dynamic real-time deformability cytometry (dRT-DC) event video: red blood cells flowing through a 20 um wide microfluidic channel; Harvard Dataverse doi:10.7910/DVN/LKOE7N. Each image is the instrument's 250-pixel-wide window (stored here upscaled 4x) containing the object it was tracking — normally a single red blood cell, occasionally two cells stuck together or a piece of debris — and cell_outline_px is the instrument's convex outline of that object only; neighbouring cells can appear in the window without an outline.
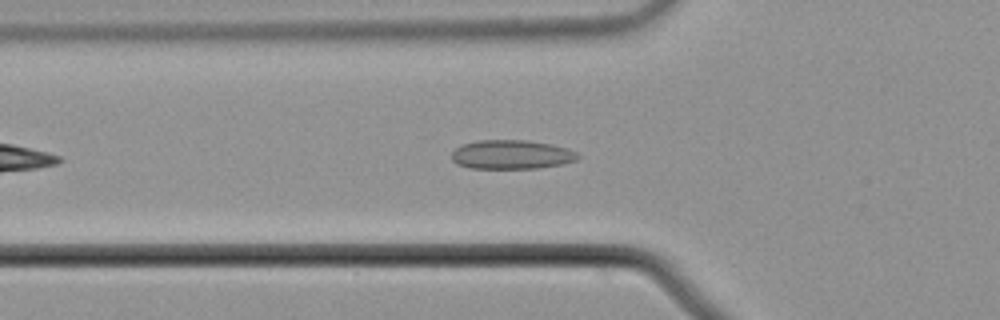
{"species": "common noctule bat (a hibernating species)", "species_latin": "Nyctalus noctula", "temperature_condition": "cold", "stored_images_in_passage": 44, "camera_frame_rate_fps": 3000, "um_per_image_px": 0.085, "animal": {"sex": "male", "body_mass_g": 21.5, "forearm_length_mm": 52.0}, "frame": {"image": 1, "passage_image": 8, "time_ms": 2.333, "image_size_px": [1000, 320], "cell_outline_px": [[580, 156], [576, 160], [560, 164], [536, 168], [468, 168], [456, 164], [452, 160], [452, 152], [456, 148], [464, 144], [476, 140], [528, 140], [552, 144], [576, 152]], "centroid_in_image_um": [43.44, 13.13], "position_along_channel_um": 82.4, "area_um2": 21.27}}
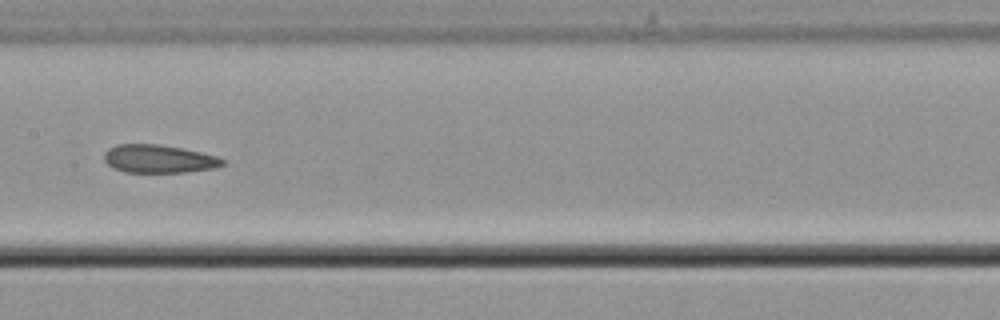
{"frame": {"image": 2, "passage_image": 17, "time_ms": 5.333, "image_size_px": [1000, 320], "cell_outline_px": [[224, 164], [216, 168], [184, 172], [124, 172], [112, 168], [104, 160], [104, 152], [108, 148], [116, 144], [156, 144], [180, 148], [200, 152], [216, 156], [224, 160]], "centroid_in_image_um": [13.45, 13.5], "position_along_channel_um": 193.9, "area_um2": 19.36}}
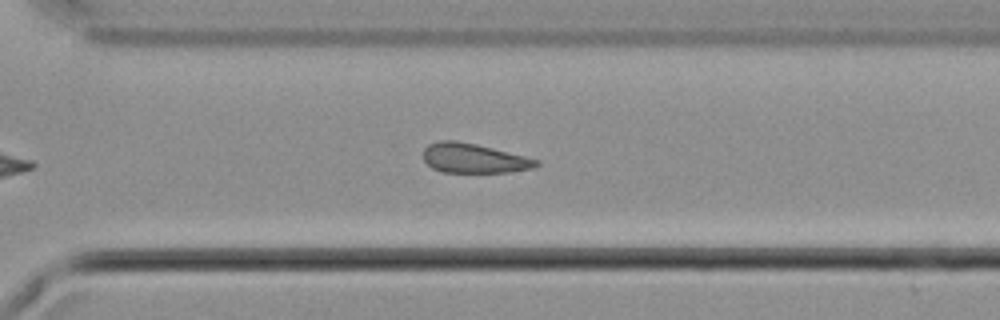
{"frame": {"image": 3, "passage_image": 28, "time_ms": 9.0, "image_size_px": [1000, 320], "cell_outline_px": [[540, 164], [536, 168], [508, 172], [444, 172], [432, 168], [424, 160], [424, 148], [428, 144], [440, 140], [456, 140], [476, 144], [540, 160]], "centroid_in_image_um": [40.29, 13.45], "position_along_channel_um": 330.3, "area_um2": 19.42}}